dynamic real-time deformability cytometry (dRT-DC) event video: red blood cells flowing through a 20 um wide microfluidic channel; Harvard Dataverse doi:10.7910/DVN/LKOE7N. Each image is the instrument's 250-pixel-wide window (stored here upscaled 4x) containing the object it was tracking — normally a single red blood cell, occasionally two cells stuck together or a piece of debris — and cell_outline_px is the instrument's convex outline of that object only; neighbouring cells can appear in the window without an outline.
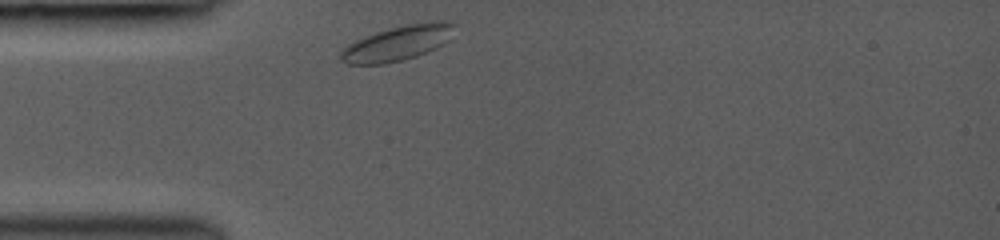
{"species": "common noctule bat (a hibernating species)", "species_latin": "Nyctalus noctula", "temperature_condition": "room temperature", "stored_images_in_passage": 1, "camera_frame_rate_fps": 3000, "um_per_image_px": 0.085, "animal": {"sex": "female", "body_mass_g": 19.0, "forearm_length_mm": 53.3}, "frame": {"image": 1, "passage_image": 1, "time_ms": 0.0, "image_size_px": [1000, 240], "cell_outline_px": [[456, 24], [448, 40], [444, 44], [436, 48], [416, 56], [404, 60], [384, 64], [348, 64], [340, 60], [340, 48], [364, 36], [388, 28], [408, 24], [432, 20], [452, 20]], "centroid_in_image_um": [33.81, 3.65], "position_along_channel_um": 51.2, "area_um2": 23.52}}